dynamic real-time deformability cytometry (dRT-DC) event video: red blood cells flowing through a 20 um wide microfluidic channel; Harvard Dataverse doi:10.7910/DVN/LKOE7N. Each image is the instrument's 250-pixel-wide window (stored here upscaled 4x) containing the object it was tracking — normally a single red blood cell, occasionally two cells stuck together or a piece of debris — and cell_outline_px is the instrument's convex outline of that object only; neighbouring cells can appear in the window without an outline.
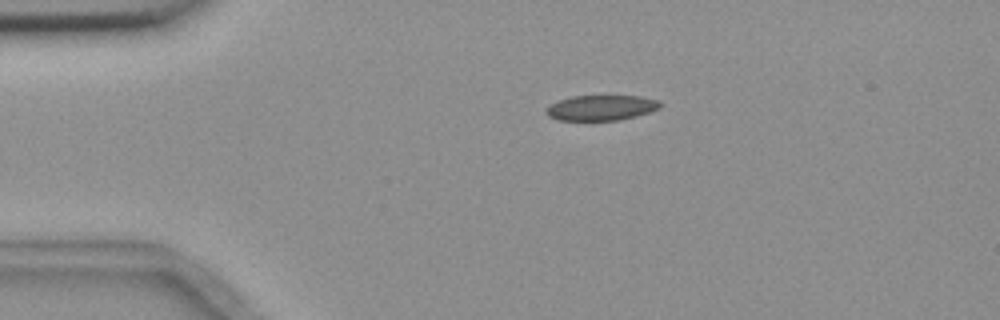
{"species": "common noctule bat (a hibernating species)", "species_latin": "Nyctalus noctula", "temperature_condition": "room temperature", "stored_images_in_passage": 3, "camera_frame_rate_fps": 3000, "um_per_image_px": 0.085, "animal": {"sex": "female", "body_mass_g": 18.4}, "frame": {"image": 1, "passage_image": 1, "time_ms": 0.0, "image_size_px": [1000, 320], "cell_outline_px": [[660, 108], [636, 116], [620, 120], [556, 120], [548, 116], [544, 112], [552, 104], [560, 100], [572, 96], [640, 96], [660, 100]], "centroid_in_image_um": [51.11, 9.16], "position_along_channel_um": 33.9, "area_um2": 16.7}}
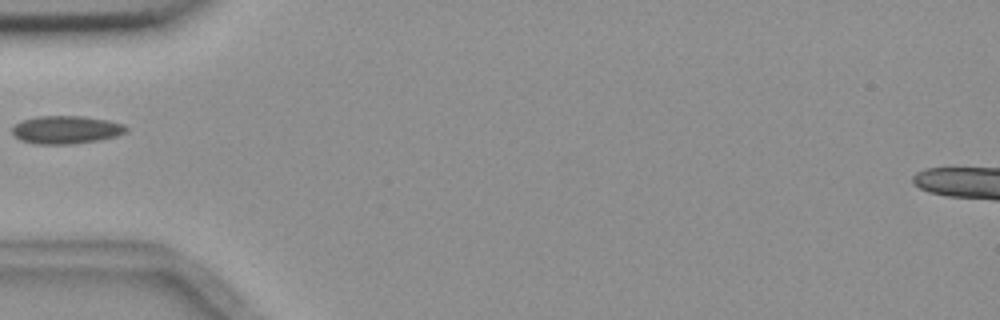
{"frame": {"image": 2, "passage_image": 3, "time_ms": 2.333, "image_size_px": [1000, 320], "cell_outline_px": [[128, 128], [124, 132], [116, 136], [96, 140], [68, 144], [36, 144], [20, 140], [12, 132], [12, 128], [20, 120], [36, 116], [84, 116], [108, 120], [124, 124]], "centroid_in_image_um": [5.59, 11.01], "position_along_channel_um": 79.4, "area_um2": 18.5}}